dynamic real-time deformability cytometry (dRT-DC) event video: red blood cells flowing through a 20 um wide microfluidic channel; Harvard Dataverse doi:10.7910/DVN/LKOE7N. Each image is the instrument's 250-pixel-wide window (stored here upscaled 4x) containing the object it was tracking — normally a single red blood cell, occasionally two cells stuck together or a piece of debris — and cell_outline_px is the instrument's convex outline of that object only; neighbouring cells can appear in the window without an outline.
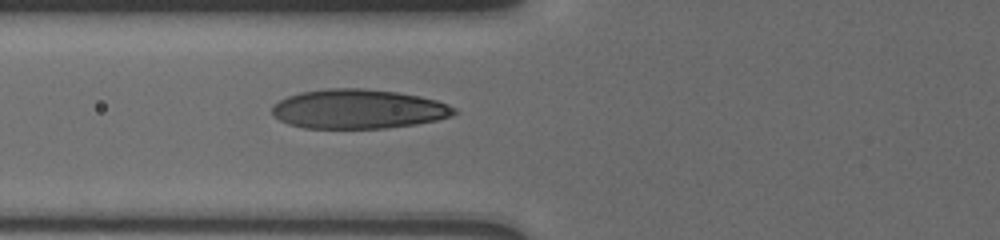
{"species": "human", "species_latin": "Homo sapiens", "temperature_condition": "cold", "stored_images_in_passage": 8, "camera_frame_rate_fps": 3000, "um_per_image_px": 0.085, "donor": {"sex": "male"}, "frame": {"image": 1, "passage_image": 8, "time_ms": 8.0, "image_size_px": [1000, 240], "cell_outline_px": [[456, 112], [452, 116], [436, 120], [416, 124], [384, 128], [304, 128], [288, 124], [280, 120], [272, 112], [272, 104], [288, 96], [300, 92], [324, 88], [360, 88], [396, 92], [420, 96], [436, 100], [448, 104], [456, 108]], "centroid_in_image_um": [30.45, 9.26], "position_along_channel_um": 95.4, "area_um2": 41.79}}